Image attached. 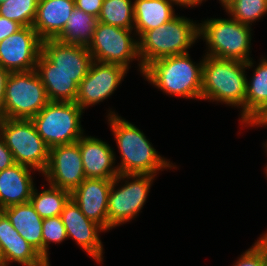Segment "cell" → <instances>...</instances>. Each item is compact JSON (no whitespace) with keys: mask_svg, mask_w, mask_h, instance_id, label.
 <instances>
[{"mask_svg":"<svg viewBox=\"0 0 267 266\" xmlns=\"http://www.w3.org/2000/svg\"><path fill=\"white\" fill-rule=\"evenodd\" d=\"M106 120L120 154L119 174H149L177 169L175 163L159 154L144 132L110 108Z\"/></svg>","mask_w":267,"mask_h":266,"instance_id":"6da1fadb","label":"cell"},{"mask_svg":"<svg viewBox=\"0 0 267 266\" xmlns=\"http://www.w3.org/2000/svg\"><path fill=\"white\" fill-rule=\"evenodd\" d=\"M203 63L204 55L197 63L190 53L167 56L148 64L142 76L167 96L201 101Z\"/></svg>","mask_w":267,"mask_h":266,"instance_id":"7a4b0ae2","label":"cell"},{"mask_svg":"<svg viewBox=\"0 0 267 266\" xmlns=\"http://www.w3.org/2000/svg\"><path fill=\"white\" fill-rule=\"evenodd\" d=\"M247 63L204 56L201 100L237 108L244 128Z\"/></svg>","mask_w":267,"mask_h":266,"instance_id":"3957f363","label":"cell"},{"mask_svg":"<svg viewBox=\"0 0 267 266\" xmlns=\"http://www.w3.org/2000/svg\"><path fill=\"white\" fill-rule=\"evenodd\" d=\"M199 21L176 15L169 22L144 32L138 38V52L145 68L156 59L189 53L199 42ZM189 49V50H188Z\"/></svg>","mask_w":267,"mask_h":266,"instance_id":"277c9868","label":"cell"},{"mask_svg":"<svg viewBox=\"0 0 267 266\" xmlns=\"http://www.w3.org/2000/svg\"><path fill=\"white\" fill-rule=\"evenodd\" d=\"M199 23V40L206 45L204 56L247 63L251 57L253 28L228 18H207Z\"/></svg>","mask_w":267,"mask_h":266,"instance_id":"5b68a950","label":"cell"},{"mask_svg":"<svg viewBox=\"0 0 267 266\" xmlns=\"http://www.w3.org/2000/svg\"><path fill=\"white\" fill-rule=\"evenodd\" d=\"M156 178L149 174H119L112 180L108 195V223L112 228L139 216Z\"/></svg>","mask_w":267,"mask_h":266,"instance_id":"8992f818","label":"cell"},{"mask_svg":"<svg viewBox=\"0 0 267 266\" xmlns=\"http://www.w3.org/2000/svg\"><path fill=\"white\" fill-rule=\"evenodd\" d=\"M85 111L75 102H49L31 120L49 148L77 142L85 130L81 125Z\"/></svg>","mask_w":267,"mask_h":266,"instance_id":"52a82bcc","label":"cell"},{"mask_svg":"<svg viewBox=\"0 0 267 266\" xmlns=\"http://www.w3.org/2000/svg\"><path fill=\"white\" fill-rule=\"evenodd\" d=\"M0 134L15 163L32 168L39 174L44 173L50 148L37 133L31 119L0 118Z\"/></svg>","mask_w":267,"mask_h":266,"instance_id":"ba28073f","label":"cell"},{"mask_svg":"<svg viewBox=\"0 0 267 266\" xmlns=\"http://www.w3.org/2000/svg\"><path fill=\"white\" fill-rule=\"evenodd\" d=\"M87 49L94 61L119 64L128 70L131 69L132 62L137 61V70L143 75L138 37L134 29L119 28L98 21Z\"/></svg>","mask_w":267,"mask_h":266,"instance_id":"9c48e42d","label":"cell"},{"mask_svg":"<svg viewBox=\"0 0 267 266\" xmlns=\"http://www.w3.org/2000/svg\"><path fill=\"white\" fill-rule=\"evenodd\" d=\"M50 101L35 69L8 76L0 118L32 119Z\"/></svg>","mask_w":267,"mask_h":266,"instance_id":"30bf717a","label":"cell"},{"mask_svg":"<svg viewBox=\"0 0 267 266\" xmlns=\"http://www.w3.org/2000/svg\"><path fill=\"white\" fill-rule=\"evenodd\" d=\"M129 70L119 64L92 61L87 75L78 85L75 99L82 110L100 105L110 98L124 81Z\"/></svg>","mask_w":267,"mask_h":266,"instance_id":"8fae6325","label":"cell"},{"mask_svg":"<svg viewBox=\"0 0 267 266\" xmlns=\"http://www.w3.org/2000/svg\"><path fill=\"white\" fill-rule=\"evenodd\" d=\"M42 176L51 186L70 193L75 190L86 179L79 140L50 148L49 162Z\"/></svg>","mask_w":267,"mask_h":266,"instance_id":"7c38bea8","label":"cell"},{"mask_svg":"<svg viewBox=\"0 0 267 266\" xmlns=\"http://www.w3.org/2000/svg\"><path fill=\"white\" fill-rule=\"evenodd\" d=\"M42 40L31 26L20 28L0 42V66L10 72L35 69Z\"/></svg>","mask_w":267,"mask_h":266,"instance_id":"4fadbf2b","label":"cell"},{"mask_svg":"<svg viewBox=\"0 0 267 266\" xmlns=\"http://www.w3.org/2000/svg\"><path fill=\"white\" fill-rule=\"evenodd\" d=\"M60 217L66 228L68 239L75 241L76 245L84 250L97 265H102L105 252L100 235L106 231L88 219L71 198L64 205Z\"/></svg>","mask_w":267,"mask_h":266,"instance_id":"5bb4252c","label":"cell"},{"mask_svg":"<svg viewBox=\"0 0 267 266\" xmlns=\"http://www.w3.org/2000/svg\"><path fill=\"white\" fill-rule=\"evenodd\" d=\"M42 52L50 59V72H63L78 85L93 61L87 47L62 43L57 39L42 41Z\"/></svg>","mask_w":267,"mask_h":266,"instance_id":"9a60e30c","label":"cell"},{"mask_svg":"<svg viewBox=\"0 0 267 266\" xmlns=\"http://www.w3.org/2000/svg\"><path fill=\"white\" fill-rule=\"evenodd\" d=\"M112 186L110 179L86 178L70 198L90 220L109 232L113 228L108 223V195Z\"/></svg>","mask_w":267,"mask_h":266,"instance_id":"2e32d148","label":"cell"},{"mask_svg":"<svg viewBox=\"0 0 267 266\" xmlns=\"http://www.w3.org/2000/svg\"><path fill=\"white\" fill-rule=\"evenodd\" d=\"M79 149L86 178L113 180L119 175L116 152L108 142L85 133L79 139Z\"/></svg>","mask_w":267,"mask_h":266,"instance_id":"e0dca14e","label":"cell"},{"mask_svg":"<svg viewBox=\"0 0 267 266\" xmlns=\"http://www.w3.org/2000/svg\"><path fill=\"white\" fill-rule=\"evenodd\" d=\"M260 61L252 58L247 62V69H253L250 78L246 77V95L244 102V127H255L267 118V57ZM256 66V68H255ZM254 67V68H253Z\"/></svg>","mask_w":267,"mask_h":266,"instance_id":"ac0fdd59","label":"cell"},{"mask_svg":"<svg viewBox=\"0 0 267 266\" xmlns=\"http://www.w3.org/2000/svg\"><path fill=\"white\" fill-rule=\"evenodd\" d=\"M0 246L6 266L17 263L22 266H51L40 253L30 245L12 226L7 216L0 210Z\"/></svg>","mask_w":267,"mask_h":266,"instance_id":"d6986e66","label":"cell"},{"mask_svg":"<svg viewBox=\"0 0 267 266\" xmlns=\"http://www.w3.org/2000/svg\"><path fill=\"white\" fill-rule=\"evenodd\" d=\"M35 170L14 163L0 171V210L11 205L30 202L35 182Z\"/></svg>","mask_w":267,"mask_h":266,"instance_id":"ffe728a7","label":"cell"},{"mask_svg":"<svg viewBox=\"0 0 267 266\" xmlns=\"http://www.w3.org/2000/svg\"><path fill=\"white\" fill-rule=\"evenodd\" d=\"M75 7L74 0H38L32 27L42 41L57 39Z\"/></svg>","mask_w":267,"mask_h":266,"instance_id":"44dd1931","label":"cell"},{"mask_svg":"<svg viewBox=\"0 0 267 266\" xmlns=\"http://www.w3.org/2000/svg\"><path fill=\"white\" fill-rule=\"evenodd\" d=\"M19 234L43 257V218L30 202L11 205L1 210Z\"/></svg>","mask_w":267,"mask_h":266,"instance_id":"7402d4cb","label":"cell"},{"mask_svg":"<svg viewBox=\"0 0 267 266\" xmlns=\"http://www.w3.org/2000/svg\"><path fill=\"white\" fill-rule=\"evenodd\" d=\"M35 71L45 87L50 102H74L78 84L63 72H50V59L41 51Z\"/></svg>","mask_w":267,"mask_h":266,"instance_id":"603a6c76","label":"cell"},{"mask_svg":"<svg viewBox=\"0 0 267 266\" xmlns=\"http://www.w3.org/2000/svg\"><path fill=\"white\" fill-rule=\"evenodd\" d=\"M134 31L139 38L144 32L169 22L178 13L169 0H133Z\"/></svg>","mask_w":267,"mask_h":266,"instance_id":"cb8c5ba5","label":"cell"},{"mask_svg":"<svg viewBox=\"0 0 267 266\" xmlns=\"http://www.w3.org/2000/svg\"><path fill=\"white\" fill-rule=\"evenodd\" d=\"M97 22V17L74 7L57 40L62 43L87 47L92 41Z\"/></svg>","mask_w":267,"mask_h":266,"instance_id":"d4e9b609","label":"cell"},{"mask_svg":"<svg viewBox=\"0 0 267 266\" xmlns=\"http://www.w3.org/2000/svg\"><path fill=\"white\" fill-rule=\"evenodd\" d=\"M45 183L42 190L39 191L35 186L33 188L30 203L41 218H50L60 216L64 205L70 199V192L61 188H57ZM46 187V189L44 188Z\"/></svg>","mask_w":267,"mask_h":266,"instance_id":"484cf974","label":"cell"},{"mask_svg":"<svg viewBox=\"0 0 267 266\" xmlns=\"http://www.w3.org/2000/svg\"><path fill=\"white\" fill-rule=\"evenodd\" d=\"M98 21L119 28L133 29V0H103Z\"/></svg>","mask_w":267,"mask_h":266,"instance_id":"4316f807","label":"cell"},{"mask_svg":"<svg viewBox=\"0 0 267 266\" xmlns=\"http://www.w3.org/2000/svg\"><path fill=\"white\" fill-rule=\"evenodd\" d=\"M224 12L243 25L252 27L267 15V0H235Z\"/></svg>","mask_w":267,"mask_h":266,"instance_id":"83f0119b","label":"cell"},{"mask_svg":"<svg viewBox=\"0 0 267 266\" xmlns=\"http://www.w3.org/2000/svg\"><path fill=\"white\" fill-rule=\"evenodd\" d=\"M37 6L38 0H6L0 3V16L13 20L22 27H32Z\"/></svg>","mask_w":267,"mask_h":266,"instance_id":"f1b7e54d","label":"cell"},{"mask_svg":"<svg viewBox=\"0 0 267 266\" xmlns=\"http://www.w3.org/2000/svg\"><path fill=\"white\" fill-rule=\"evenodd\" d=\"M68 239L66 228L60 216L44 218L42 224L43 258L50 264L49 246L51 243L61 244Z\"/></svg>","mask_w":267,"mask_h":266,"instance_id":"f546056e","label":"cell"},{"mask_svg":"<svg viewBox=\"0 0 267 266\" xmlns=\"http://www.w3.org/2000/svg\"><path fill=\"white\" fill-rule=\"evenodd\" d=\"M253 243L252 246L242 252L232 266H264L265 236L261 234Z\"/></svg>","mask_w":267,"mask_h":266,"instance_id":"4dcf8cb0","label":"cell"},{"mask_svg":"<svg viewBox=\"0 0 267 266\" xmlns=\"http://www.w3.org/2000/svg\"><path fill=\"white\" fill-rule=\"evenodd\" d=\"M75 7L84 11L85 13L91 14L95 17H99L103 0H74Z\"/></svg>","mask_w":267,"mask_h":266,"instance_id":"1f68e13d","label":"cell"},{"mask_svg":"<svg viewBox=\"0 0 267 266\" xmlns=\"http://www.w3.org/2000/svg\"><path fill=\"white\" fill-rule=\"evenodd\" d=\"M20 28L22 26L19 23L0 16V42L11 34L16 33Z\"/></svg>","mask_w":267,"mask_h":266,"instance_id":"d6a6232c","label":"cell"},{"mask_svg":"<svg viewBox=\"0 0 267 266\" xmlns=\"http://www.w3.org/2000/svg\"><path fill=\"white\" fill-rule=\"evenodd\" d=\"M12 152L5 144L3 136L0 134V171L14 164Z\"/></svg>","mask_w":267,"mask_h":266,"instance_id":"836d02e7","label":"cell"},{"mask_svg":"<svg viewBox=\"0 0 267 266\" xmlns=\"http://www.w3.org/2000/svg\"><path fill=\"white\" fill-rule=\"evenodd\" d=\"M10 71L0 66V116L3 114L5 87Z\"/></svg>","mask_w":267,"mask_h":266,"instance_id":"e575fe53","label":"cell"},{"mask_svg":"<svg viewBox=\"0 0 267 266\" xmlns=\"http://www.w3.org/2000/svg\"><path fill=\"white\" fill-rule=\"evenodd\" d=\"M172 2L175 6L179 8H196L199 5L201 6L202 3L206 2L207 0H169Z\"/></svg>","mask_w":267,"mask_h":266,"instance_id":"d590c367","label":"cell"},{"mask_svg":"<svg viewBox=\"0 0 267 266\" xmlns=\"http://www.w3.org/2000/svg\"><path fill=\"white\" fill-rule=\"evenodd\" d=\"M218 1H219V4L223 7V10H225L235 0H218Z\"/></svg>","mask_w":267,"mask_h":266,"instance_id":"8d00e7d4","label":"cell"},{"mask_svg":"<svg viewBox=\"0 0 267 266\" xmlns=\"http://www.w3.org/2000/svg\"><path fill=\"white\" fill-rule=\"evenodd\" d=\"M258 128V127H264V128H267V124H257L256 126H255V128ZM265 148V151H266V153H267V140L263 143V149ZM267 155V154H266ZM264 168H267V163H266V165H265V167Z\"/></svg>","mask_w":267,"mask_h":266,"instance_id":"74e56055","label":"cell"},{"mask_svg":"<svg viewBox=\"0 0 267 266\" xmlns=\"http://www.w3.org/2000/svg\"><path fill=\"white\" fill-rule=\"evenodd\" d=\"M0 266H6V262H5V258H4L1 246H0Z\"/></svg>","mask_w":267,"mask_h":266,"instance_id":"f35d334b","label":"cell"},{"mask_svg":"<svg viewBox=\"0 0 267 266\" xmlns=\"http://www.w3.org/2000/svg\"><path fill=\"white\" fill-rule=\"evenodd\" d=\"M264 266H267V238L265 237V262Z\"/></svg>","mask_w":267,"mask_h":266,"instance_id":"ab89813d","label":"cell"},{"mask_svg":"<svg viewBox=\"0 0 267 266\" xmlns=\"http://www.w3.org/2000/svg\"><path fill=\"white\" fill-rule=\"evenodd\" d=\"M258 124H267V118H264V119L261 120Z\"/></svg>","mask_w":267,"mask_h":266,"instance_id":"60d3db41","label":"cell"},{"mask_svg":"<svg viewBox=\"0 0 267 266\" xmlns=\"http://www.w3.org/2000/svg\"><path fill=\"white\" fill-rule=\"evenodd\" d=\"M264 173L266 175V178H267V168H264ZM267 180V179H266Z\"/></svg>","mask_w":267,"mask_h":266,"instance_id":"b9f144b4","label":"cell"},{"mask_svg":"<svg viewBox=\"0 0 267 266\" xmlns=\"http://www.w3.org/2000/svg\"><path fill=\"white\" fill-rule=\"evenodd\" d=\"M267 230V229H266ZM263 235L267 238V231L263 233Z\"/></svg>","mask_w":267,"mask_h":266,"instance_id":"7bdbcfd3","label":"cell"}]
</instances>
